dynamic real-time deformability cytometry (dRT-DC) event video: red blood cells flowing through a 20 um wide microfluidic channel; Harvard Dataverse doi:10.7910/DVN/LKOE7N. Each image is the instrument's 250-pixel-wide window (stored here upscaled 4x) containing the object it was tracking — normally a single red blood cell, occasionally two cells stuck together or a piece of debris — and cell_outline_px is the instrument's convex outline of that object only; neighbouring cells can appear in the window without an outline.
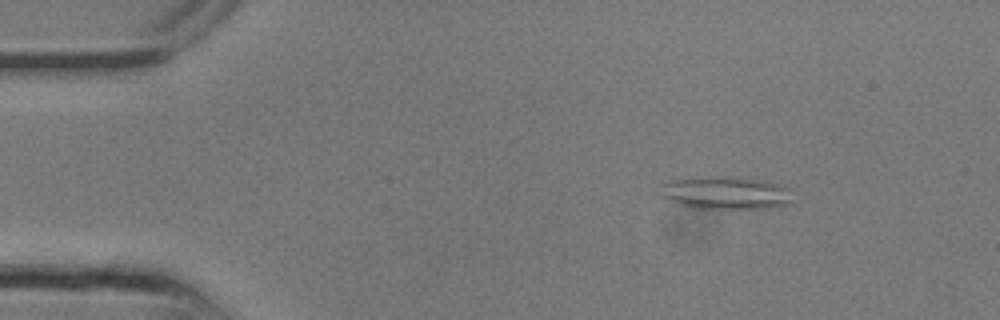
{"species": "common noctule bat (a hibernating species)", "species_latin": "Nyctalus noctula", "temperature_condition": "room temperature", "stored_images_in_passage": 11, "camera_frame_rate_fps": 3000, "um_per_image_px": 0.085, "animal": {"sex": "male", "body_mass_g": 13.3}, "frame": {"image": 1, "passage_image": 4, "time_ms": 1.0, "image_size_px": [1000, 320], "cell_outline_px": [[792, 204], [768, 208], [692, 208], [680, 204], [660, 196], [660, 184], [668, 180], [696, 176], [724, 176], [764, 180], [780, 184], [788, 188]], "centroid_in_image_um": [61.64, 16.37], "position_along_channel_um": 23.4, "area_um2": 25.66}}
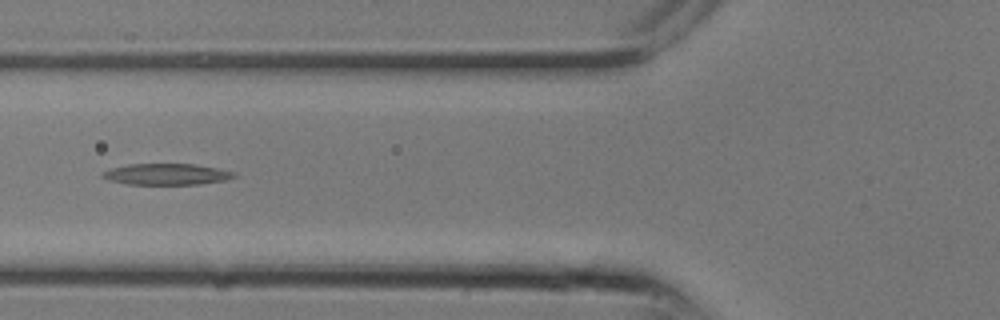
{"frame": {"image": 2, "passage_image": 10, "time_ms": 3.0, "image_size_px": [1000, 320], "cell_outline_px": [[236, 176], [224, 180], [200, 184], [128, 184], [108, 180], [100, 176], [104, 172], [112, 168], [128, 164], [196, 164], [236, 172]], "centroid_in_image_um": [14.16, 14.8], "position_along_channel_um": 111.6, "area_um2": 16.13}}